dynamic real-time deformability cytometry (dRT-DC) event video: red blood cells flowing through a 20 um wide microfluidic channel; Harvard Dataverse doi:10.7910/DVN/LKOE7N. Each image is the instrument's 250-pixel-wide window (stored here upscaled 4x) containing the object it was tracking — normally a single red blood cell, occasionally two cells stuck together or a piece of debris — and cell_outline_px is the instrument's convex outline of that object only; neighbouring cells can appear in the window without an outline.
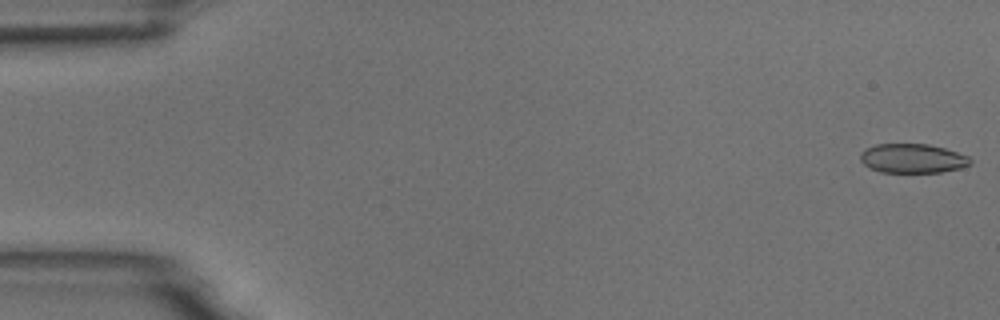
{"species": "common noctule bat (a hibernating species)", "species_latin": "Nyctalus noctula", "temperature_condition": "room temperature", "stored_images_in_passage": 5, "camera_frame_rate_fps": 3000, "um_per_image_px": 0.085, "animal": {"sex": "male", "body_mass_g": 18.8}, "frame": {"image": 1, "passage_image": 1, "time_ms": 0.0, "image_size_px": [1000, 320], "cell_outline_px": [[972, 164], [960, 168], [940, 172], [880, 172], [868, 168], [860, 160], [860, 152], [864, 148], [876, 144], [928, 144], [944, 148], [968, 156], [972, 160]], "centroid_in_image_um": [77.53, 13.46], "position_along_channel_um": 7.5, "area_um2": 18.84}}
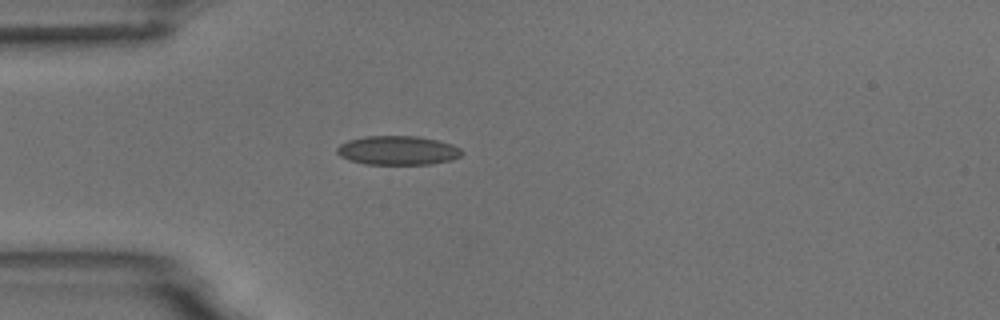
{"frame": {"image": 2, "passage_image": 5, "time_ms": 4.667, "image_size_px": [1000, 320], "cell_outline_px": [[464, 152], [460, 156], [452, 160], [432, 164], [364, 164], [348, 160], [340, 156], [336, 152], [336, 148], [340, 144], [348, 140], [364, 136], [416, 136], [436, 140], [452, 144], [460, 148]], "centroid_in_image_um": [33.8, 12.79], "position_along_channel_um": 51.2, "area_um2": 21.27}}